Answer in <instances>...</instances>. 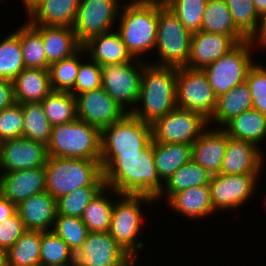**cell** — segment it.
Listing matches in <instances>:
<instances>
[{
	"label": "cell",
	"instance_id": "obj_1",
	"mask_svg": "<svg viewBox=\"0 0 266 266\" xmlns=\"http://www.w3.org/2000/svg\"><path fill=\"white\" fill-rule=\"evenodd\" d=\"M105 186L119 194L147 195L154 199L163 189L153 156V141L130 154H101Z\"/></svg>",
	"mask_w": 266,
	"mask_h": 266
},
{
	"label": "cell",
	"instance_id": "obj_2",
	"mask_svg": "<svg viewBox=\"0 0 266 266\" xmlns=\"http://www.w3.org/2000/svg\"><path fill=\"white\" fill-rule=\"evenodd\" d=\"M148 62L142 71L137 105L130 114L145 123L153 124L177 107V67L157 66Z\"/></svg>",
	"mask_w": 266,
	"mask_h": 266
},
{
	"label": "cell",
	"instance_id": "obj_3",
	"mask_svg": "<svg viewBox=\"0 0 266 266\" xmlns=\"http://www.w3.org/2000/svg\"><path fill=\"white\" fill-rule=\"evenodd\" d=\"M119 20L117 31L121 35L127 51L133 58L143 60L145 53H149L155 48L158 0L154 2L130 1L122 5Z\"/></svg>",
	"mask_w": 266,
	"mask_h": 266
},
{
	"label": "cell",
	"instance_id": "obj_4",
	"mask_svg": "<svg viewBox=\"0 0 266 266\" xmlns=\"http://www.w3.org/2000/svg\"><path fill=\"white\" fill-rule=\"evenodd\" d=\"M46 191L54 198L79 187H104L100 160L48 156L45 166Z\"/></svg>",
	"mask_w": 266,
	"mask_h": 266
},
{
	"label": "cell",
	"instance_id": "obj_5",
	"mask_svg": "<svg viewBox=\"0 0 266 266\" xmlns=\"http://www.w3.org/2000/svg\"><path fill=\"white\" fill-rule=\"evenodd\" d=\"M46 146L50 157L100 160L101 130L76 119L53 126Z\"/></svg>",
	"mask_w": 266,
	"mask_h": 266
},
{
	"label": "cell",
	"instance_id": "obj_6",
	"mask_svg": "<svg viewBox=\"0 0 266 266\" xmlns=\"http://www.w3.org/2000/svg\"><path fill=\"white\" fill-rule=\"evenodd\" d=\"M114 203L110 236L127 252L134 260H138L139 250L145 246L139 242L142 231L141 225L144 214L141 204L151 205L155 203L153 197L147 195L120 194ZM120 198V199H119ZM138 241V242H137ZM137 250V251H136Z\"/></svg>",
	"mask_w": 266,
	"mask_h": 266
},
{
	"label": "cell",
	"instance_id": "obj_7",
	"mask_svg": "<svg viewBox=\"0 0 266 266\" xmlns=\"http://www.w3.org/2000/svg\"><path fill=\"white\" fill-rule=\"evenodd\" d=\"M192 34L179 21L177 16L158 0V25L155 48L158 61L151 62L157 66L185 67L190 53Z\"/></svg>",
	"mask_w": 266,
	"mask_h": 266
},
{
	"label": "cell",
	"instance_id": "obj_8",
	"mask_svg": "<svg viewBox=\"0 0 266 266\" xmlns=\"http://www.w3.org/2000/svg\"><path fill=\"white\" fill-rule=\"evenodd\" d=\"M253 49L257 51L253 40L248 39L202 69L217 98L246 81L248 71L255 63L251 57Z\"/></svg>",
	"mask_w": 266,
	"mask_h": 266
},
{
	"label": "cell",
	"instance_id": "obj_9",
	"mask_svg": "<svg viewBox=\"0 0 266 266\" xmlns=\"http://www.w3.org/2000/svg\"><path fill=\"white\" fill-rule=\"evenodd\" d=\"M146 61V58L145 60L134 59L123 64L101 66L102 88L127 113L132 112L137 105L142 71Z\"/></svg>",
	"mask_w": 266,
	"mask_h": 266
},
{
	"label": "cell",
	"instance_id": "obj_10",
	"mask_svg": "<svg viewBox=\"0 0 266 266\" xmlns=\"http://www.w3.org/2000/svg\"><path fill=\"white\" fill-rule=\"evenodd\" d=\"M151 141V124L127 113L120 121L101 130V154L138 153Z\"/></svg>",
	"mask_w": 266,
	"mask_h": 266
},
{
	"label": "cell",
	"instance_id": "obj_11",
	"mask_svg": "<svg viewBox=\"0 0 266 266\" xmlns=\"http://www.w3.org/2000/svg\"><path fill=\"white\" fill-rule=\"evenodd\" d=\"M177 107L200 113L208 121L212 118L217 97L201 69L177 68Z\"/></svg>",
	"mask_w": 266,
	"mask_h": 266
},
{
	"label": "cell",
	"instance_id": "obj_12",
	"mask_svg": "<svg viewBox=\"0 0 266 266\" xmlns=\"http://www.w3.org/2000/svg\"><path fill=\"white\" fill-rule=\"evenodd\" d=\"M208 126V120L200 113L176 107L151 124L152 141L192 145Z\"/></svg>",
	"mask_w": 266,
	"mask_h": 266
},
{
	"label": "cell",
	"instance_id": "obj_13",
	"mask_svg": "<svg viewBox=\"0 0 266 266\" xmlns=\"http://www.w3.org/2000/svg\"><path fill=\"white\" fill-rule=\"evenodd\" d=\"M260 174H214L209 183L214 212L237 210L256 193Z\"/></svg>",
	"mask_w": 266,
	"mask_h": 266
},
{
	"label": "cell",
	"instance_id": "obj_14",
	"mask_svg": "<svg viewBox=\"0 0 266 266\" xmlns=\"http://www.w3.org/2000/svg\"><path fill=\"white\" fill-rule=\"evenodd\" d=\"M122 4L120 0H80L73 25L78 42L82 45L93 36L112 31Z\"/></svg>",
	"mask_w": 266,
	"mask_h": 266
},
{
	"label": "cell",
	"instance_id": "obj_15",
	"mask_svg": "<svg viewBox=\"0 0 266 266\" xmlns=\"http://www.w3.org/2000/svg\"><path fill=\"white\" fill-rule=\"evenodd\" d=\"M133 260L109 232H89L74 255L76 266H128Z\"/></svg>",
	"mask_w": 266,
	"mask_h": 266
},
{
	"label": "cell",
	"instance_id": "obj_16",
	"mask_svg": "<svg viewBox=\"0 0 266 266\" xmlns=\"http://www.w3.org/2000/svg\"><path fill=\"white\" fill-rule=\"evenodd\" d=\"M77 119L100 130L120 121L127 112L102 88L76 96Z\"/></svg>",
	"mask_w": 266,
	"mask_h": 266
},
{
	"label": "cell",
	"instance_id": "obj_17",
	"mask_svg": "<svg viewBox=\"0 0 266 266\" xmlns=\"http://www.w3.org/2000/svg\"><path fill=\"white\" fill-rule=\"evenodd\" d=\"M47 146L24 137L0 142V174L45 167Z\"/></svg>",
	"mask_w": 266,
	"mask_h": 266
},
{
	"label": "cell",
	"instance_id": "obj_18",
	"mask_svg": "<svg viewBox=\"0 0 266 266\" xmlns=\"http://www.w3.org/2000/svg\"><path fill=\"white\" fill-rule=\"evenodd\" d=\"M238 43L220 33L199 31L191 36L190 53L185 67L203 69L232 50Z\"/></svg>",
	"mask_w": 266,
	"mask_h": 266
},
{
	"label": "cell",
	"instance_id": "obj_19",
	"mask_svg": "<svg viewBox=\"0 0 266 266\" xmlns=\"http://www.w3.org/2000/svg\"><path fill=\"white\" fill-rule=\"evenodd\" d=\"M46 191L45 167L0 174V193L16 206Z\"/></svg>",
	"mask_w": 266,
	"mask_h": 266
},
{
	"label": "cell",
	"instance_id": "obj_20",
	"mask_svg": "<svg viewBox=\"0 0 266 266\" xmlns=\"http://www.w3.org/2000/svg\"><path fill=\"white\" fill-rule=\"evenodd\" d=\"M209 127L192 144V160L214 175L221 173L229 136L221 127Z\"/></svg>",
	"mask_w": 266,
	"mask_h": 266
},
{
	"label": "cell",
	"instance_id": "obj_21",
	"mask_svg": "<svg viewBox=\"0 0 266 266\" xmlns=\"http://www.w3.org/2000/svg\"><path fill=\"white\" fill-rule=\"evenodd\" d=\"M261 149L250 142L229 137L221 173L261 174L265 160V155Z\"/></svg>",
	"mask_w": 266,
	"mask_h": 266
},
{
	"label": "cell",
	"instance_id": "obj_22",
	"mask_svg": "<svg viewBox=\"0 0 266 266\" xmlns=\"http://www.w3.org/2000/svg\"><path fill=\"white\" fill-rule=\"evenodd\" d=\"M17 212L27 230L52 231L57 217V200L44 191L18 204Z\"/></svg>",
	"mask_w": 266,
	"mask_h": 266
},
{
	"label": "cell",
	"instance_id": "obj_23",
	"mask_svg": "<svg viewBox=\"0 0 266 266\" xmlns=\"http://www.w3.org/2000/svg\"><path fill=\"white\" fill-rule=\"evenodd\" d=\"M86 55L98 65H115L133 61L117 30L93 36L82 44Z\"/></svg>",
	"mask_w": 266,
	"mask_h": 266
},
{
	"label": "cell",
	"instance_id": "obj_24",
	"mask_svg": "<svg viewBox=\"0 0 266 266\" xmlns=\"http://www.w3.org/2000/svg\"><path fill=\"white\" fill-rule=\"evenodd\" d=\"M80 0H41L27 14L33 25L66 26L72 28Z\"/></svg>",
	"mask_w": 266,
	"mask_h": 266
},
{
	"label": "cell",
	"instance_id": "obj_25",
	"mask_svg": "<svg viewBox=\"0 0 266 266\" xmlns=\"http://www.w3.org/2000/svg\"><path fill=\"white\" fill-rule=\"evenodd\" d=\"M166 202L170 210L193 221L216 214L211 203L209 184L174 193Z\"/></svg>",
	"mask_w": 266,
	"mask_h": 266
},
{
	"label": "cell",
	"instance_id": "obj_26",
	"mask_svg": "<svg viewBox=\"0 0 266 266\" xmlns=\"http://www.w3.org/2000/svg\"><path fill=\"white\" fill-rule=\"evenodd\" d=\"M12 81L15 103L19 104L41 102L53 91L46 69L25 68Z\"/></svg>",
	"mask_w": 266,
	"mask_h": 266
},
{
	"label": "cell",
	"instance_id": "obj_27",
	"mask_svg": "<svg viewBox=\"0 0 266 266\" xmlns=\"http://www.w3.org/2000/svg\"><path fill=\"white\" fill-rule=\"evenodd\" d=\"M40 34L49 65L71 57L82 47L70 27L40 25Z\"/></svg>",
	"mask_w": 266,
	"mask_h": 266
},
{
	"label": "cell",
	"instance_id": "obj_28",
	"mask_svg": "<svg viewBox=\"0 0 266 266\" xmlns=\"http://www.w3.org/2000/svg\"><path fill=\"white\" fill-rule=\"evenodd\" d=\"M230 138L255 144L266 139V116L255 109H250L231 118L221 127Z\"/></svg>",
	"mask_w": 266,
	"mask_h": 266
},
{
	"label": "cell",
	"instance_id": "obj_29",
	"mask_svg": "<svg viewBox=\"0 0 266 266\" xmlns=\"http://www.w3.org/2000/svg\"><path fill=\"white\" fill-rule=\"evenodd\" d=\"M201 31L231 36L237 43L248 38L236 27L225 0H208L205 6Z\"/></svg>",
	"mask_w": 266,
	"mask_h": 266
},
{
	"label": "cell",
	"instance_id": "obj_30",
	"mask_svg": "<svg viewBox=\"0 0 266 266\" xmlns=\"http://www.w3.org/2000/svg\"><path fill=\"white\" fill-rule=\"evenodd\" d=\"M252 108L250 88L245 81L217 98L215 112L208 121V125L210 126V123L214 120L213 123H218L217 126L222 127L231 118Z\"/></svg>",
	"mask_w": 266,
	"mask_h": 266
},
{
	"label": "cell",
	"instance_id": "obj_31",
	"mask_svg": "<svg viewBox=\"0 0 266 266\" xmlns=\"http://www.w3.org/2000/svg\"><path fill=\"white\" fill-rule=\"evenodd\" d=\"M153 156L157 173L165 182L181 166L192 159V145L153 142Z\"/></svg>",
	"mask_w": 266,
	"mask_h": 266
},
{
	"label": "cell",
	"instance_id": "obj_32",
	"mask_svg": "<svg viewBox=\"0 0 266 266\" xmlns=\"http://www.w3.org/2000/svg\"><path fill=\"white\" fill-rule=\"evenodd\" d=\"M212 175L190 160L173 173L165 182L160 194L155 198L156 202L165 198L168 200L174 193H178L191 187H200L210 183Z\"/></svg>",
	"mask_w": 266,
	"mask_h": 266
},
{
	"label": "cell",
	"instance_id": "obj_33",
	"mask_svg": "<svg viewBox=\"0 0 266 266\" xmlns=\"http://www.w3.org/2000/svg\"><path fill=\"white\" fill-rule=\"evenodd\" d=\"M110 192L116 195L115 197L120 195L114 189L104 186L83 211L81 219L89 232H109L115 203L114 199L109 197L111 195H108Z\"/></svg>",
	"mask_w": 266,
	"mask_h": 266
},
{
	"label": "cell",
	"instance_id": "obj_34",
	"mask_svg": "<svg viewBox=\"0 0 266 266\" xmlns=\"http://www.w3.org/2000/svg\"><path fill=\"white\" fill-rule=\"evenodd\" d=\"M21 52L25 68L49 69L46 52L40 34V25H33L29 21L19 27Z\"/></svg>",
	"mask_w": 266,
	"mask_h": 266
},
{
	"label": "cell",
	"instance_id": "obj_35",
	"mask_svg": "<svg viewBox=\"0 0 266 266\" xmlns=\"http://www.w3.org/2000/svg\"><path fill=\"white\" fill-rule=\"evenodd\" d=\"M41 231L26 230L6 252L7 266H40Z\"/></svg>",
	"mask_w": 266,
	"mask_h": 266
},
{
	"label": "cell",
	"instance_id": "obj_36",
	"mask_svg": "<svg viewBox=\"0 0 266 266\" xmlns=\"http://www.w3.org/2000/svg\"><path fill=\"white\" fill-rule=\"evenodd\" d=\"M41 104L52 127L77 119L76 97L70 92L52 91Z\"/></svg>",
	"mask_w": 266,
	"mask_h": 266
},
{
	"label": "cell",
	"instance_id": "obj_37",
	"mask_svg": "<svg viewBox=\"0 0 266 266\" xmlns=\"http://www.w3.org/2000/svg\"><path fill=\"white\" fill-rule=\"evenodd\" d=\"M23 137L29 140L48 144L52 126L44 113L41 102L22 103Z\"/></svg>",
	"mask_w": 266,
	"mask_h": 266
},
{
	"label": "cell",
	"instance_id": "obj_38",
	"mask_svg": "<svg viewBox=\"0 0 266 266\" xmlns=\"http://www.w3.org/2000/svg\"><path fill=\"white\" fill-rule=\"evenodd\" d=\"M5 35L0 41V79L12 81L25 69L21 52L20 30Z\"/></svg>",
	"mask_w": 266,
	"mask_h": 266
},
{
	"label": "cell",
	"instance_id": "obj_39",
	"mask_svg": "<svg viewBox=\"0 0 266 266\" xmlns=\"http://www.w3.org/2000/svg\"><path fill=\"white\" fill-rule=\"evenodd\" d=\"M74 253L53 231H41L40 266H71Z\"/></svg>",
	"mask_w": 266,
	"mask_h": 266
},
{
	"label": "cell",
	"instance_id": "obj_40",
	"mask_svg": "<svg viewBox=\"0 0 266 266\" xmlns=\"http://www.w3.org/2000/svg\"><path fill=\"white\" fill-rule=\"evenodd\" d=\"M85 50L81 47L71 57L62 59L49 65L50 84L53 91L70 92L75 84L79 65L80 56L86 55Z\"/></svg>",
	"mask_w": 266,
	"mask_h": 266
},
{
	"label": "cell",
	"instance_id": "obj_41",
	"mask_svg": "<svg viewBox=\"0 0 266 266\" xmlns=\"http://www.w3.org/2000/svg\"><path fill=\"white\" fill-rule=\"evenodd\" d=\"M236 27L250 40L258 34L262 19L253 0H225Z\"/></svg>",
	"mask_w": 266,
	"mask_h": 266
},
{
	"label": "cell",
	"instance_id": "obj_42",
	"mask_svg": "<svg viewBox=\"0 0 266 266\" xmlns=\"http://www.w3.org/2000/svg\"><path fill=\"white\" fill-rule=\"evenodd\" d=\"M191 33L201 31L202 18L208 0H163Z\"/></svg>",
	"mask_w": 266,
	"mask_h": 266
},
{
	"label": "cell",
	"instance_id": "obj_43",
	"mask_svg": "<svg viewBox=\"0 0 266 266\" xmlns=\"http://www.w3.org/2000/svg\"><path fill=\"white\" fill-rule=\"evenodd\" d=\"M52 231L58 235L75 254L89 233L81 218L57 215Z\"/></svg>",
	"mask_w": 266,
	"mask_h": 266
},
{
	"label": "cell",
	"instance_id": "obj_44",
	"mask_svg": "<svg viewBox=\"0 0 266 266\" xmlns=\"http://www.w3.org/2000/svg\"><path fill=\"white\" fill-rule=\"evenodd\" d=\"M103 187H79L75 191L60 196L57 200V215L81 218L90 201Z\"/></svg>",
	"mask_w": 266,
	"mask_h": 266
},
{
	"label": "cell",
	"instance_id": "obj_45",
	"mask_svg": "<svg viewBox=\"0 0 266 266\" xmlns=\"http://www.w3.org/2000/svg\"><path fill=\"white\" fill-rule=\"evenodd\" d=\"M87 62H82L80 59L79 70L73 89L70 93L76 97L80 93L92 91L102 87V68L92 59Z\"/></svg>",
	"mask_w": 266,
	"mask_h": 266
},
{
	"label": "cell",
	"instance_id": "obj_46",
	"mask_svg": "<svg viewBox=\"0 0 266 266\" xmlns=\"http://www.w3.org/2000/svg\"><path fill=\"white\" fill-rule=\"evenodd\" d=\"M253 109L266 116V66L255 62L247 74Z\"/></svg>",
	"mask_w": 266,
	"mask_h": 266
},
{
	"label": "cell",
	"instance_id": "obj_47",
	"mask_svg": "<svg viewBox=\"0 0 266 266\" xmlns=\"http://www.w3.org/2000/svg\"><path fill=\"white\" fill-rule=\"evenodd\" d=\"M23 113L19 103L0 111V142L23 137Z\"/></svg>",
	"mask_w": 266,
	"mask_h": 266
},
{
	"label": "cell",
	"instance_id": "obj_48",
	"mask_svg": "<svg viewBox=\"0 0 266 266\" xmlns=\"http://www.w3.org/2000/svg\"><path fill=\"white\" fill-rule=\"evenodd\" d=\"M26 230L18 212L0 223V249L7 252Z\"/></svg>",
	"mask_w": 266,
	"mask_h": 266
},
{
	"label": "cell",
	"instance_id": "obj_49",
	"mask_svg": "<svg viewBox=\"0 0 266 266\" xmlns=\"http://www.w3.org/2000/svg\"><path fill=\"white\" fill-rule=\"evenodd\" d=\"M14 103L13 81L0 79V111Z\"/></svg>",
	"mask_w": 266,
	"mask_h": 266
},
{
	"label": "cell",
	"instance_id": "obj_50",
	"mask_svg": "<svg viewBox=\"0 0 266 266\" xmlns=\"http://www.w3.org/2000/svg\"><path fill=\"white\" fill-rule=\"evenodd\" d=\"M17 212V206L0 193V223L12 217Z\"/></svg>",
	"mask_w": 266,
	"mask_h": 266
},
{
	"label": "cell",
	"instance_id": "obj_51",
	"mask_svg": "<svg viewBox=\"0 0 266 266\" xmlns=\"http://www.w3.org/2000/svg\"><path fill=\"white\" fill-rule=\"evenodd\" d=\"M254 46L258 48H266V16L262 19L261 27L258 34L253 38ZM266 50V49H265Z\"/></svg>",
	"mask_w": 266,
	"mask_h": 266
},
{
	"label": "cell",
	"instance_id": "obj_52",
	"mask_svg": "<svg viewBox=\"0 0 266 266\" xmlns=\"http://www.w3.org/2000/svg\"><path fill=\"white\" fill-rule=\"evenodd\" d=\"M258 16L263 19L266 16V0H253Z\"/></svg>",
	"mask_w": 266,
	"mask_h": 266
},
{
	"label": "cell",
	"instance_id": "obj_53",
	"mask_svg": "<svg viewBox=\"0 0 266 266\" xmlns=\"http://www.w3.org/2000/svg\"><path fill=\"white\" fill-rule=\"evenodd\" d=\"M26 14L41 0H21Z\"/></svg>",
	"mask_w": 266,
	"mask_h": 266
},
{
	"label": "cell",
	"instance_id": "obj_54",
	"mask_svg": "<svg viewBox=\"0 0 266 266\" xmlns=\"http://www.w3.org/2000/svg\"><path fill=\"white\" fill-rule=\"evenodd\" d=\"M0 266H7L6 252L0 249Z\"/></svg>",
	"mask_w": 266,
	"mask_h": 266
},
{
	"label": "cell",
	"instance_id": "obj_55",
	"mask_svg": "<svg viewBox=\"0 0 266 266\" xmlns=\"http://www.w3.org/2000/svg\"><path fill=\"white\" fill-rule=\"evenodd\" d=\"M130 2V0H128ZM157 0H131V2H154Z\"/></svg>",
	"mask_w": 266,
	"mask_h": 266
},
{
	"label": "cell",
	"instance_id": "obj_56",
	"mask_svg": "<svg viewBox=\"0 0 266 266\" xmlns=\"http://www.w3.org/2000/svg\"><path fill=\"white\" fill-rule=\"evenodd\" d=\"M135 262H136V264H135ZM137 262H138L137 260H133L128 266H138Z\"/></svg>",
	"mask_w": 266,
	"mask_h": 266
}]
</instances>
